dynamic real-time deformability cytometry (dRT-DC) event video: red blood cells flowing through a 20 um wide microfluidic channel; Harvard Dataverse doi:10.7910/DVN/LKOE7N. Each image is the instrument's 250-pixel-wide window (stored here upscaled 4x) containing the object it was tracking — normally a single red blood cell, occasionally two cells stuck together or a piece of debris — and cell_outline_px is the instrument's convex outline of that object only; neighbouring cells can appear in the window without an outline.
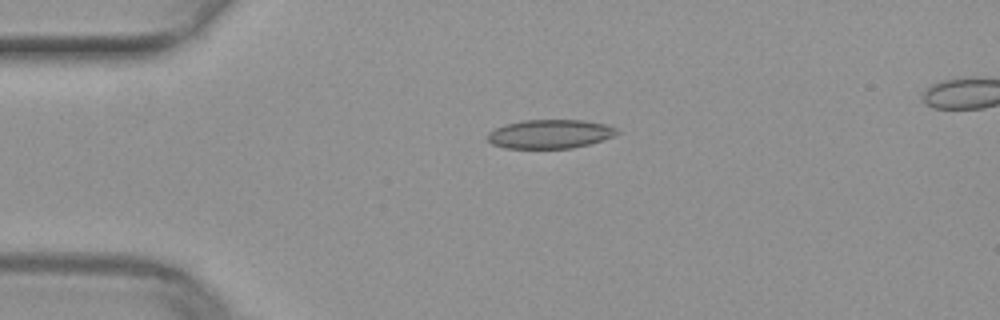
{"species": "common noctule bat (a hibernating species)", "species_latin": "Nyctalus noctula", "temperature_condition": "warm", "stored_images_in_passage": 8, "camera_frame_rate_fps": 3000, "um_per_image_px": 0.085, "animal": {"sex": "female", "body_mass_g": 29.2, "forearm_length_mm": 56.3}, "frame": {"image": 1, "passage_image": 1, "time_ms": 0.0, "image_size_px": [1000, 320], "cell_outline_px": [[620, 132], [616, 136], [588, 144], [572, 148], [504, 148], [492, 144], [488, 140], [488, 132], [504, 124], [520, 120], [584, 120], [604, 124], [616, 128]], "centroid_in_image_um": [46.75, 11.38], "position_along_channel_um": 38.3, "area_um2": 21.85}}
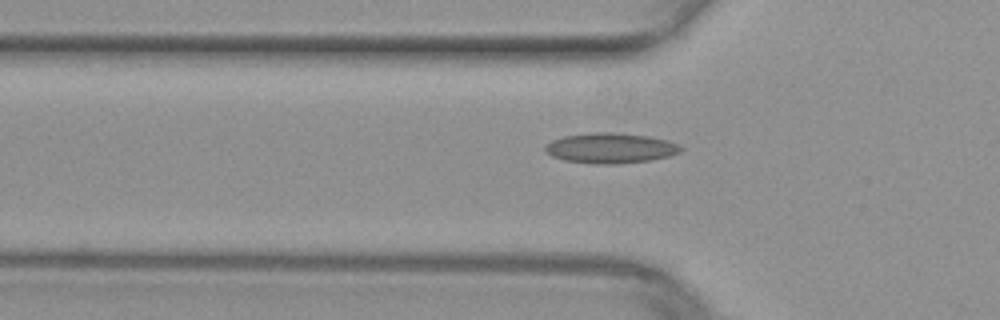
{"frame": {"image": 2, "passage_image": 6, "time_ms": 1.667, "image_size_px": [1000, 320], "cell_outline_px": [[684, 148], [680, 152], [668, 156], [652, 160], [616, 164], [596, 164], [564, 160], [552, 156], [544, 148], [552, 140], [564, 136], [592, 132], [620, 132], [648, 136], [668, 140], [680, 144]], "centroid_in_image_um": [51.95, 12.58], "position_along_channel_um": 73.9, "area_um2": 24.04}}